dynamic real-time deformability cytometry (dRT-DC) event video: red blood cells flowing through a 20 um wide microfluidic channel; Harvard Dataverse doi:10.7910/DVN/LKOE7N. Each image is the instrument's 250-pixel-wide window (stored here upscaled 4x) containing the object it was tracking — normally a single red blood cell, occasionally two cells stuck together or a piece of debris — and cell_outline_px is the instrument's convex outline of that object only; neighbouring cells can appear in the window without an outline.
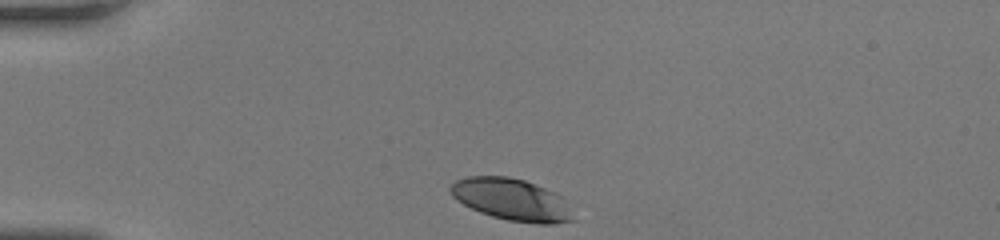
{"species": "human", "species_latin": "Homo sapiens", "temperature_condition": "room temperature", "stored_images_in_passage": 30, "camera_frame_rate_fps": 3000, "um_per_image_px": 0.085, "donor": {"sex": "female"}, "frame": {"image": 1, "passage_image": 1, "time_ms": 0.0, "image_size_px": [1000, 240], "cell_outline_px": [[576, 220], [552, 224], [540, 224], [508, 220], [492, 216], [480, 212], [456, 200], [452, 196], [448, 188], [456, 180], [468, 176], [508, 176], [524, 180], [556, 192], [564, 196]], "centroid_in_image_um": [43.53, 16.96], "position_along_channel_um": 41.5, "area_um2": 30.23}}
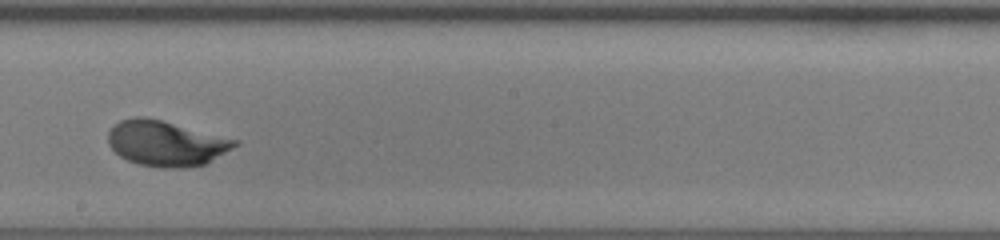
{"frame": {"image": 2, "passage_image": 18, "time_ms": 5.667, "image_size_px": [1000, 240], "cell_outline_px": [[240, 144], [208, 164], [184, 168], [160, 168], [140, 164], [128, 160], [120, 156], [108, 144], [108, 132], [112, 124], [120, 120], [136, 116], [144, 116], [240, 140]], "centroid_in_image_um": [14.14, 12.19], "position_along_channel_um": 234.1, "area_um2": 33.81}}
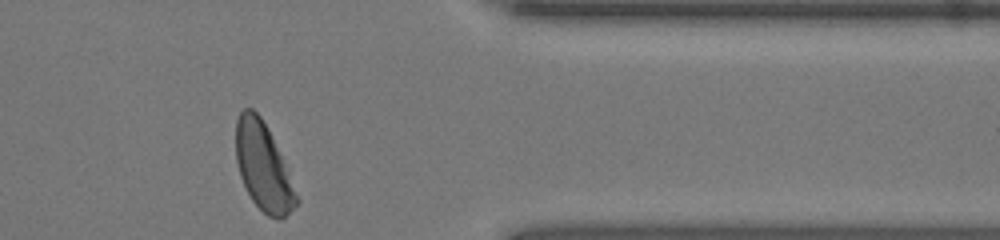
{"frame": {"image": 3, "passage_image": 30, "time_ms": 9.667, "image_size_px": [1000, 240], "cell_outline_px": [[300, 200], [280, 220], [276, 220], [268, 216], [252, 200], [240, 176], [236, 160], [236, 120], [240, 112], [244, 108], [252, 108], [260, 116], [268, 128], [288, 172]], "centroid_in_image_um": [22.36, 14.16], "position_along_channel_um": 389.0, "area_um2": 30.4}, "authors_computed_cell_mechanics": {"area_um2": 31.8767, "velocity_mm_per_s": 4.173, "shape_relaxation_time_tau1_ms": 2.7317, "shape_relaxation_time_tau2_ms": null, "deformation_change_tau1": 0.1482, "deformation_change_tau2": null}}